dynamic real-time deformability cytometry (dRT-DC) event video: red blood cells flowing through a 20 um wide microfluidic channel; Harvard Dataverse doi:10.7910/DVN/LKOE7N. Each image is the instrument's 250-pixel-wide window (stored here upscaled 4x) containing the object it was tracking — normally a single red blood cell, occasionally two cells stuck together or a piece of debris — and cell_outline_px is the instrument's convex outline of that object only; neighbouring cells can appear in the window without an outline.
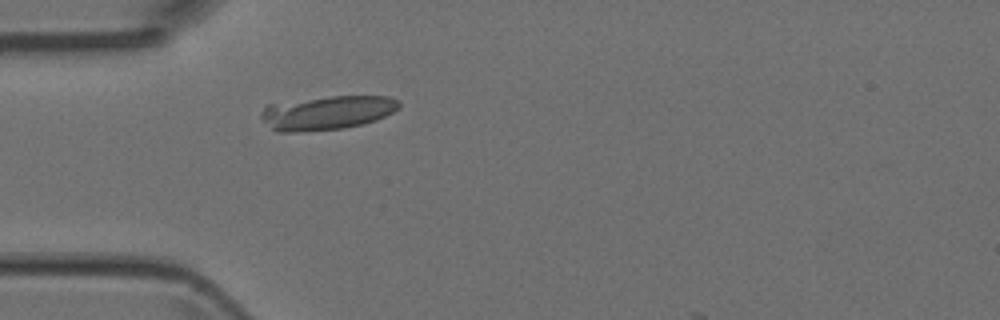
{"species": "Egyptian fruit bat (a non-hibernating species)", "species_latin": "Rousettus aegyptiacus", "temperature_condition": "room temperature", "stored_images_in_passage": 1, "camera_frame_rate_fps": 3000, "um_per_image_px": 0.085, "animal": {"sex": "female"}, "frame": {"image": 1, "passage_image": 1, "time_ms": 0.0, "image_size_px": [1000, 320], "cell_outline_px": [[400, 108], [376, 120], [364, 124], [344, 128], [296, 132], [276, 132], [260, 116], [260, 112], [268, 104], [332, 96], [388, 96], [396, 100], [400, 104]], "centroid_in_image_um": [27.8, 9.59], "position_along_channel_um": 57.2, "area_um2": 27.11}}